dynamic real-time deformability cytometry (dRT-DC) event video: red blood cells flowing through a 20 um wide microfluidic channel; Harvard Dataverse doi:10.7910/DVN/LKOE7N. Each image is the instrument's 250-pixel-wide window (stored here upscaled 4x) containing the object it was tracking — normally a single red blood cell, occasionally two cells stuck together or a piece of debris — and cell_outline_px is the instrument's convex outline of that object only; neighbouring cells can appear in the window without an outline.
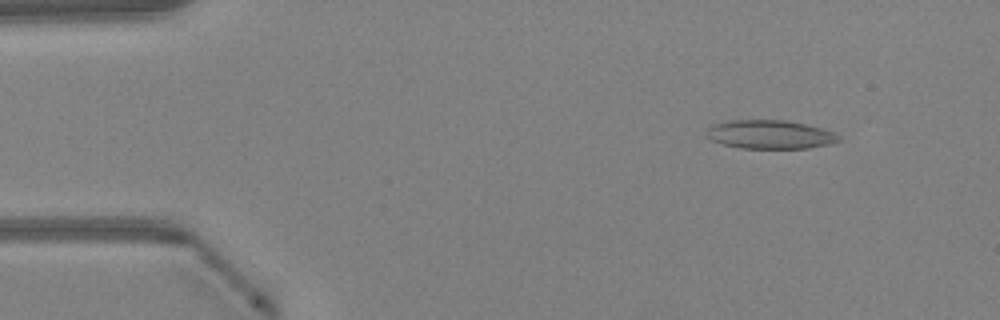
{"species": "Egyptian fruit bat (a non-hibernating species)", "species_latin": "Rousettus aegyptiacus", "temperature_condition": "warm", "stored_images_in_passage": 46, "camera_frame_rate_fps": 3000, "um_per_image_px": 0.085, "animal": {"sex": "female"}, "frame": {"image": 1, "passage_image": 5, "time_ms": 1.333, "image_size_px": [1000, 320], "cell_outline_px": [[840, 140], [828, 144], [808, 148], [740, 148], [724, 144], [712, 140], [708, 136], [708, 128], [712, 124], [728, 120], [784, 120], [804, 124], [820, 128], [832, 132], [840, 136]], "centroid_in_image_um": [65.43, 11.42], "position_along_channel_um": 19.6, "area_um2": 21.79}}
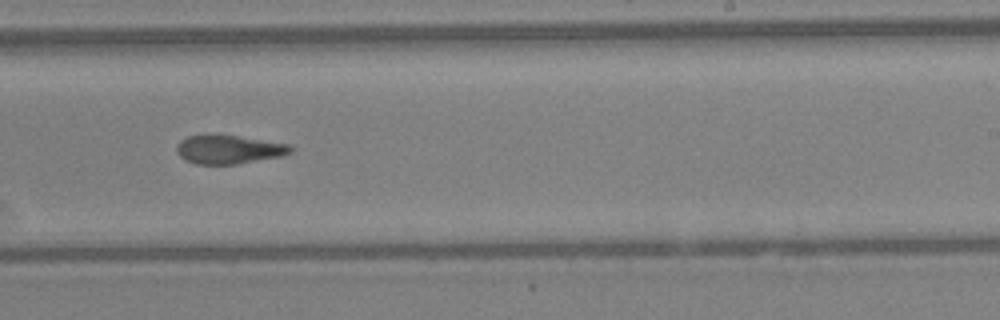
{"frame": {"image": 2, "passage_image": 29, "time_ms": 9.333, "image_size_px": [1000, 320], "cell_outline_px": [[292, 152], [280, 156], [236, 164], [196, 164], [184, 160], [176, 152], [176, 144], [180, 140], [188, 136], [236, 136], [288, 144], [292, 148]], "centroid_in_image_um": [19.4, 12.72], "position_along_channel_um": 269.6, "area_um2": 18.61}}
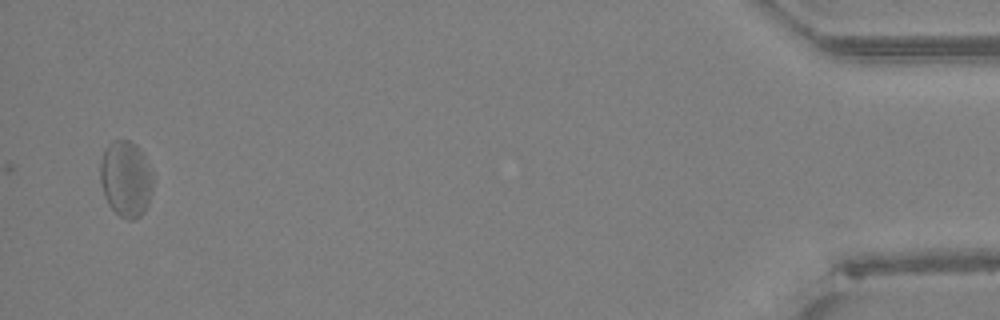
{"frame": {"image": 3, "passage_image": 46, "time_ms": 15.0, "image_size_px": [1000, 320], "cell_outline_px": [[152, 192], [148, 204], [144, 212], [140, 216], [132, 220], [128, 220], [120, 216], [108, 204], [104, 196], [100, 180], [100, 160], [104, 148], [112, 140], [128, 140], [136, 144], [140, 148], [152, 172]], "centroid_in_image_um": [10.69, 15.19], "position_along_channel_um": 424.5, "area_um2": 23.64}, "authors_computed_cell_mechanics": {"area_um2": 21.097, "velocity_mm_per_s": 4.2538, "shape_relaxation_time_tau1_ms": null, "shape_relaxation_time_tau2_ms": 3.994, "deformation_change_tau1": null, "deformation_change_tau2": 0.1324}}